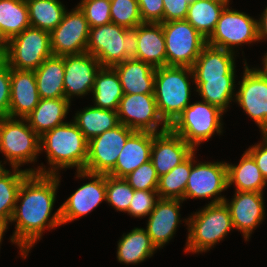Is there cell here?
I'll list each match as a JSON object with an SVG mask.
<instances>
[{
    "mask_svg": "<svg viewBox=\"0 0 267 267\" xmlns=\"http://www.w3.org/2000/svg\"><path fill=\"white\" fill-rule=\"evenodd\" d=\"M59 176L30 173L20 186L10 220L11 223L16 222L10 240L20 247V254L24 259L33 245L41 239L46 228L55 229L62 225L60 207L51 216L60 185Z\"/></svg>",
    "mask_w": 267,
    "mask_h": 267,
    "instance_id": "cell-1",
    "label": "cell"
},
{
    "mask_svg": "<svg viewBox=\"0 0 267 267\" xmlns=\"http://www.w3.org/2000/svg\"><path fill=\"white\" fill-rule=\"evenodd\" d=\"M46 152L48 165L32 169V173L58 175V169L75 167L84 170L87 162L88 140L74 122H66L40 136V151Z\"/></svg>",
    "mask_w": 267,
    "mask_h": 267,
    "instance_id": "cell-2",
    "label": "cell"
},
{
    "mask_svg": "<svg viewBox=\"0 0 267 267\" xmlns=\"http://www.w3.org/2000/svg\"><path fill=\"white\" fill-rule=\"evenodd\" d=\"M194 75L191 67L163 66L156 68L154 97L160 116L170 126L190 104L191 84Z\"/></svg>",
    "mask_w": 267,
    "mask_h": 267,
    "instance_id": "cell-3",
    "label": "cell"
},
{
    "mask_svg": "<svg viewBox=\"0 0 267 267\" xmlns=\"http://www.w3.org/2000/svg\"><path fill=\"white\" fill-rule=\"evenodd\" d=\"M185 219L188 235L185 252L201 253L223 240L234 229L231 214L225 202L207 204Z\"/></svg>",
    "mask_w": 267,
    "mask_h": 267,
    "instance_id": "cell-4",
    "label": "cell"
},
{
    "mask_svg": "<svg viewBox=\"0 0 267 267\" xmlns=\"http://www.w3.org/2000/svg\"><path fill=\"white\" fill-rule=\"evenodd\" d=\"M137 48V26L127 29L111 22L89 30L86 52L93 55L101 67L136 59Z\"/></svg>",
    "mask_w": 267,
    "mask_h": 267,
    "instance_id": "cell-5",
    "label": "cell"
},
{
    "mask_svg": "<svg viewBox=\"0 0 267 267\" xmlns=\"http://www.w3.org/2000/svg\"><path fill=\"white\" fill-rule=\"evenodd\" d=\"M224 111L203 100L190 103L169 128L194 150L214 134L222 133ZM216 132V133H215Z\"/></svg>",
    "mask_w": 267,
    "mask_h": 267,
    "instance_id": "cell-6",
    "label": "cell"
},
{
    "mask_svg": "<svg viewBox=\"0 0 267 267\" xmlns=\"http://www.w3.org/2000/svg\"><path fill=\"white\" fill-rule=\"evenodd\" d=\"M0 152L12 168L35 162L40 151V136L25 119L0 117Z\"/></svg>",
    "mask_w": 267,
    "mask_h": 267,
    "instance_id": "cell-7",
    "label": "cell"
},
{
    "mask_svg": "<svg viewBox=\"0 0 267 267\" xmlns=\"http://www.w3.org/2000/svg\"><path fill=\"white\" fill-rule=\"evenodd\" d=\"M53 55L50 32L28 27L6 42V63L17 70L35 71Z\"/></svg>",
    "mask_w": 267,
    "mask_h": 267,
    "instance_id": "cell-8",
    "label": "cell"
},
{
    "mask_svg": "<svg viewBox=\"0 0 267 267\" xmlns=\"http://www.w3.org/2000/svg\"><path fill=\"white\" fill-rule=\"evenodd\" d=\"M167 66L192 67L207 45L203 37L187 20L163 22Z\"/></svg>",
    "mask_w": 267,
    "mask_h": 267,
    "instance_id": "cell-9",
    "label": "cell"
},
{
    "mask_svg": "<svg viewBox=\"0 0 267 267\" xmlns=\"http://www.w3.org/2000/svg\"><path fill=\"white\" fill-rule=\"evenodd\" d=\"M229 7L228 4L222 11L207 44L235 53V46L259 42L257 19Z\"/></svg>",
    "mask_w": 267,
    "mask_h": 267,
    "instance_id": "cell-10",
    "label": "cell"
},
{
    "mask_svg": "<svg viewBox=\"0 0 267 267\" xmlns=\"http://www.w3.org/2000/svg\"><path fill=\"white\" fill-rule=\"evenodd\" d=\"M242 81H238L235 99L245 113L257 123L261 134H267V70L252 68L244 62Z\"/></svg>",
    "mask_w": 267,
    "mask_h": 267,
    "instance_id": "cell-11",
    "label": "cell"
},
{
    "mask_svg": "<svg viewBox=\"0 0 267 267\" xmlns=\"http://www.w3.org/2000/svg\"><path fill=\"white\" fill-rule=\"evenodd\" d=\"M117 115L119 123L134 131L161 133L169 129L159 114L154 94H123Z\"/></svg>",
    "mask_w": 267,
    "mask_h": 267,
    "instance_id": "cell-12",
    "label": "cell"
},
{
    "mask_svg": "<svg viewBox=\"0 0 267 267\" xmlns=\"http://www.w3.org/2000/svg\"><path fill=\"white\" fill-rule=\"evenodd\" d=\"M195 151H193V165L187 180L184 201L189 198H214L209 204L224 202L226 198L221 195V192L228 189L227 163L217 161L196 164Z\"/></svg>",
    "mask_w": 267,
    "mask_h": 267,
    "instance_id": "cell-13",
    "label": "cell"
},
{
    "mask_svg": "<svg viewBox=\"0 0 267 267\" xmlns=\"http://www.w3.org/2000/svg\"><path fill=\"white\" fill-rule=\"evenodd\" d=\"M134 132L133 129L119 123L114 128L89 140L84 171L108 174L115 167L127 139Z\"/></svg>",
    "mask_w": 267,
    "mask_h": 267,
    "instance_id": "cell-14",
    "label": "cell"
},
{
    "mask_svg": "<svg viewBox=\"0 0 267 267\" xmlns=\"http://www.w3.org/2000/svg\"><path fill=\"white\" fill-rule=\"evenodd\" d=\"M89 30L88 21L78 6L70 12L66 10L62 21L50 32L53 55L63 57L85 53Z\"/></svg>",
    "mask_w": 267,
    "mask_h": 267,
    "instance_id": "cell-15",
    "label": "cell"
},
{
    "mask_svg": "<svg viewBox=\"0 0 267 267\" xmlns=\"http://www.w3.org/2000/svg\"><path fill=\"white\" fill-rule=\"evenodd\" d=\"M78 178L91 179L83 184L60 206L62 225L86 216L106 201V174L77 171Z\"/></svg>",
    "mask_w": 267,
    "mask_h": 267,
    "instance_id": "cell-16",
    "label": "cell"
},
{
    "mask_svg": "<svg viewBox=\"0 0 267 267\" xmlns=\"http://www.w3.org/2000/svg\"><path fill=\"white\" fill-rule=\"evenodd\" d=\"M100 62L88 52L64 56V98L70 103L73 96L92 92Z\"/></svg>",
    "mask_w": 267,
    "mask_h": 267,
    "instance_id": "cell-17",
    "label": "cell"
},
{
    "mask_svg": "<svg viewBox=\"0 0 267 267\" xmlns=\"http://www.w3.org/2000/svg\"><path fill=\"white\" fill-rule=\"evenodd\" d=\"M264 197L261 192L235 191L234 198L224 202L228 206L234 229L242 232L245 241L265 217Z\"/></svg>",
    "mask_w": 267,
    "mask_h": 267,
    "instance_id": "cell-18",
    "label": "cell"
},
{
    "mask_svg": "<svg viewBox=\"0 0 267 267\" xmlns=\"http://www.w3.org/2000/svg\"><path fill=\"white\" fill-rule=\"evenodd\" d=\"M194 149L170 128L161 133H153L150 160L160 177L183 162Z\"/></svg>",
    "mask_w": 267,
    "mask_h": 267,
    "instance_id": "cell-19",
    "label": "cell"
},
{
    "mask_svg": "<svg viewBox=\"0 0 267 267\" xmlns=\"http://www.w3.org/2000/svg\"><path fill=\"white\" fill-rule=\"evenodd\" d=\"M181 199L159 198L148 215L146 231L157 249H161L174 237L181 222L179 213Z\"/></svg>",
    "mask_w": 267,
    "mask_h": 267,
    "instance_id": "cell-20",
    "label": "cell"
},
{
    "mask_svg": "<svg viewBox=\"0 0 267 267\" xmlns=\"http://www.w3.org/2000/svg\"><path fill=\"white\" fill-rule=\"evenodd\" d=\"M40 99L34 71L11 68L9 117L25 119Z\"/></svg>",
    "mask_w": 267,
    "mask_h": 267,
    "instance_id": "cell-21",
    "label": "cell"
},
{
    "mask_svg": "<svg viewBox=\"0 0 267 267\" xmlns=\"http://www.w3.org/2000/svg\"><path fill=\"white\" fill-rule=\"evenodd\" d=\"M235 53L206 45L193 64L194 82L206 79L235 78Z\"/></svg>",
    "mask_w": 267,
    "mask_h": 267,
    "instance_id": "cell-22",
    "label": "cell"
},
{
    "mask_svg": "<svg viewBox=\"0 0 267 267\" xmlns=\"http://www.w3.org/2000/svg\"><path fill=\"white\" fill-rule=\"evenodd\" d=\"M153 133L148 131H135L126 141L120 152L115 167L108 175L124 178L140 165L148 162L151 156Z\"/></svg>",
    "mask_w": 267,
    "mask_h": 267,
    "instance_id": "cell-23",
    "label": "cell"
},
{
    "mask_svg": "<svg viewBox=\"0 0 267 267\" xmlns=\"http://www.w3.org/2000/svg\"><path fill=\"white\" fill-rule=\"evenodd\" d=\"M123 94H154L156 68L138 59H127L113 66Z\"/></svg>",
    "mask_w": 267,
    "mask_h": 267,
    "instance_id": "cell-24",
    "label": "cell"
},
{
    "mask_svg": "<svg viewBox=\"0 0 267 267\" xmlns=\"http://www.w3.org/2000/svg\"><path fill=\"white\" fill-rule=\"evenodd\" d=\"M136 59L154 68L167 66L165 37L161 23L143 22L137 26Z\"/></svg>",
    "mask_w": 267,
    "mask_h": 267,
    "instance_id": "cell-25",
    "label": "cell"
},
{
    "mask_svg": "<svg viewBox=\"0 0 267 267\" xmlns=\"http://www.w3.org/2000/svg\"><path fill=\"white\" fill-rule=\"evenodd\" d=\"M70 104L66 98L40 99L25 120L41 136L44 132L66 123L63 120L69 112Z\"/></svg>",
    "mask_w": 267,
    "mask_h": 267,
    "instance_id": "cell-26",
    "label": "cell"
},
{
    "mask_svg": "<svg viewBox=\"0 0 267 267\" xmlns=\"http://www.w3.org/2000/svg\"><path fill=\"white\" fill-rule=\"evenodd\" d=\"M41 99L64 98V56L47 58L34 71Z\"/></svg>",
    "mask_w": 267,
    "mask_h": 267,
    "instance_id": "cell-27",
    "label": "cell"
},
{
    "mask_svg": "<svg viewBox=\"0 0 267 267\" xmlns=\"http://www.w3.org/2000/svg\"><path fill=\"white\" fill-rule=\"evenodd\" d=\"M228 187L235 184V191L261 192L267 185L253 157L245 151L237 165L227 163Z\"/></svg>",
    "mask_w": 267,
    "mask_h": 267,
    "instance_id": "cell-28",
    "label": "cell"
},
{
    "mask_svg": "<svg viewBox=\"0 0 267 267\" xmlns=\"http://www.w3.org/2000/svg\"><path fill=\"white\" fill-rule=\"evenodd\" d=\"M118 262L124 264H138L153 256L157 250L150 236L144 228H134L123 234L117 244Z\"/></svg>",
    "mask_w": 267,
    "mask_h": 267,
    "instance_id": "cell-29",
    "label": "cell"
},
{
    "mask_svg": "<svg viewBox=\"0 0 267 267\" xmlns=\"http://www.w3.org/2000/svg\"><path fill=\"white\" fill-rule=\"evenodd\" d=\"M94 105L117 111L123 97L119 76L113 67H101L96 73L92 89Z\"/></svg>",
    "mask_w": 267,
    "mask_h": 267,
    "instance_id": "cell-30",
    "label": "cell"
},
{
    "mask_svg": "<svg viewBox=\"0 0 267 267\" xmlns=\"http://www.w3.org/2000/svg\"><path fill=\"white\" fill-rule=\"evenodd\" d=\"M83 109L75 113L73 122L88 141L119 124L117 111L96 106Z\"/></svg>",
    "mask_w": 267,
    "mask_h": 267,
    "instance_id": "cell-31",
    "label": "cell"
},
{
    "mask_svg": "<svg viewBox=\"0 0 267 267\" xmlns=\"http://www.w3.org/2000/svg\"><path fill=\"white\" fill-rule=\"evenodd\" d=\"M221 0H196L189 4L186 20L206 39L213 33L224 8Z\"/></svg>",
    "mask_w": 267,
    "mask_h": 267,
    "instance_id": "cell-32",
    "label": "cell"
},
{
    "mask_svg": "<svg viewBox=\"0 0 267 267\" xmlns=\"http://www.w3.org/2000/svg\"><path fill=\"white\" fill-rule=\"evenodd\" d=\"M30 27L25 0H0V35L5 42Z\"/></svg>",
    "mask_w": 267,
    "mask_h": 267,
    "instance_id": "cell-33",
    "label": "cell"
},
{
    "mask_svg": "<svg viewBox=\"0 0 267 267\" xmlns=\"http://www.w3.org/2000/svg\"><path fill=\"white\" fill-rule=\"evenodd\" d=\"M32 169L12 168V171L5 169L0 173V220L7 225L12 218L20 186Z\"/></svg>",
    "mask_w": 267,
    "mask_h": 267,
    "instance_id": "cell-34",
    "label": "cell"
},
{
    "mask_svg": "<svg viewBox=\"0 0 267 267\" xmlns=\"http://www.w3.org/2000/svg\"><path fill=\"white\" fill-rule=\"evenodd\" d=\"M31 27L51 32L62 21L66 11L60 0H25Z\"/></svg>",
    "mask_w": 267,
    "mask_h": 267,
    "instance_id": "cell-35",
    "label": "cell"
},
{
    "mask_svg": "<svg viewBox=\"0 0 267 267\" xmlns=\"http://www.w3.org/2000/svg\"><path fill=\"white\" fill-rule=\"evenodd\" d=\"M193 165V152L170 172L159 177L157 192L159 198L181 199Z\"/></svg>",
    "mask_w": 267,
    "mask_h": 267,
    "instance_id": "cell-36",
    "label": "cell"
},
{
    "mask_svg": "<svg viewBox=\"0 0 267 267\" xmlns=\"http://www.w3.org/2000/svg\"><path fill=\"white\" fill-rule=\"evenodd\" d=\"M194 83L195 91L199 93L203 101L219 107L224 112L236 95L234 92L235 78L206 79V82Z\"/></svg>",
    "mask_w": 267,
    "mask_h": 267,
    "instance_id": "cell-37",
    "label": "cell"
},
{
    "mask_svg": "<svg viewBox=\"0 0 267 267\" xmlns=\"http://www.w3.org/2000/svg\"><path fill=\"white\" fill-rule=\"evenodd\" d=\"M134 189L124 178L106 174V202L120 212H128Z\"/></svg>",
    "mask_w": 267,
    "mask_h": 267,
    "instance_id": "cell-38",
    "label": "cell"
},
{
    "mask_svg": "<svg viewBox=\"0 0 267 267\" xmlns=\"http://www.w3.org/2000/svg\"><path fill=\"white\" fill-rule=\"evenodd\" d=\"M110 16L112 23L127 29H133L143 23L137 0L110 1Z\"/></svg>",
    "mask_w": 267,
    "mask_h": 267,
    "instance_id": "cell-39",
    "label": "cell"
},
{
    "mask_svg": "<svg viewBox=\"0 0 267 267\" xmlns=\"http://www.w3.org/2000/svg\"><path fill=\"white\" fill-rule=\"evenodd\" d=\"M77 6L84 13L90 28L112 22L108 0H81Z\"/></svg>",
    "mask_w": 267,
    "mask_h": 267,
    "instance_id": "cell-40",
    "label": "cell"
},
{
    "mask_svg": "<svg viewBox=\"0 0 267 267\" xmlns=\"http://www.w3.org/2000/svg\"><path fill=\"white\" fill-rule=\"evenodd\" d=\"M124 179L134 190H157L159 176L151 160L140 165Z\"/></svg>",
    "mask_w": 267,
    "mask_h": 267,
    "instance_id": "cell-41",
    "label": "cell"
},
{
    "mask_svg": "<svg viewBox=\"0 0 267 267\" xmlns=\"http://www.w3.org/2000/svg\"><path fill=\"white\" fill-rule=\"evenodd\" d=\"M158 199L157 190H134L127 213L136 218L148 216Z\"/></svg>",
    "mask_w": 267,
    "mask_h": 267,
    "instance_id": "cell-42",
    "label": "cell"
},
{
    "mask_svg": "<svg viewBox=\"0 0 267 267\" xmlns=\"http://www.w3.org/2000/svg\"><path fill=\"white\" fill-rule=\"evenodd\" d=\"M11 94V68L7 63L0 67V117H9Z\"/></svg>",
    "mask_w": 267,
    "mask_h": 267,
    "instance_id": "cell-43",
    "label": "cell"
},
{
    "mask_svg": "<svg viewBox=\"0 0 267 267\" xmlns=\"http://www.w3.org/2000/svg\"><path fill=\"white\" fill-rule=\"evenodd\" d=\"M143 22L163 23V0H137Z\"/></svg>",
    "mask_w": 267,
    "mask_h": 267,
    "instance_id": "cell-44",
    "label": "cell"
},
{
    "mask_svg": "<svg viewBox=\"0 0 267 267\" xmlns=\"http://www.w3.org/2000/svg\"><path fill=\"white\" fill-rule=\"evenodd\" d=\"M163 22L186 20L189 3L186 0H163Z\"/></svg>",
    "mask_w": 267,
    "mask_h": 267,
    "instance_id": "cell-45",
    "label": "cell"
},
{
    "mask_svg": "<svg viewBox=\"0 0 267 267\" xmlns=\"http://www.w3.org/2000/svg\"><path fill=\"white\" fill-rule=\"evenodd\" d=\"M263 135V141L250 146L246 151L253 157L263 177L267 181V134Z\"/></svg>",
    "mask_w": 267,
    "mask_h": 267,
    "instance_id": "cell-46",
    "label": "cell"
},
{
    "mask_svg": "<svg viewBox=\"0 0 267 267\" xmlns=\"http://www.w3.org/2000/svg\"><path fill=\"white\" fill-rule=\"evenodd\" d=\"M257 27H258V40L265 41V39H267V7L261 14L260 19L257 20Z\"/></svg>",
    "mask_w": 267,
    "mask_h": 267,
    "instance_id": "cell-47",
    "label": "cell"
},
{
    "mask_svg": "<svg viewBox=\"0 0 267 267\" xmlns=\"http://www.w3.org/2000/svg\"><path fill=\"white\" fill-rule=\"evenodd\" d=\"M6 63V43H0V67Z\"/></svg>",
    "mask_w": 267,
    "mask_h": 267,
    "instance_id": "cell-48",
    "label": "cell"
},
{
    "mask_svg": "<svg viewBox=\"0 0 267 267\" xmlns=\"http://www.w3.org/2000/svg\"><path fill=\"white\" fill-rule=\"evenodd\" d=\"M7 229H8V225L2 220H0V244L3 240L2 238L4 236V232H6Z\"/></svg>",
    "mask_w": 267,
    "mask_h": 267,
    "instance_id": "cell-49",
    "label": "cell"
},
{
    "mask_svg": "<svg viewBox=\"0 0 267 267\" xmlns=\"http://www.w3.org/2000/svg\"><path fill=\"white\" fill-rule=\"evenodd\" d=\"M262 60L263 67L267 70V53L264 55Z\"/></svg>",
    "mask_w": 267,
    "mask_h": 267,
    "instance_id": "cell-50",
    "label": "cell"
},
{
    "mask_svg": "<svg viewBox=\"0 0 267 267\" xmlns=\"http://www.w3.org/2000/svg\"><path fill=\"white\" fill-rule=\"evenodd\" d=\"M1 163H2V161H0V173L5 170V167Z\"/></svg>",
    "mask_w": 267,
    "mask_h": 267,
    "instance_id": "cell-51",
    "label": "cell"
},
{
    "mask_svg": "<svg viewBox=\"0 0 267 267\" xmlns=\"http://www.w3.org/2000/svg\"><path fill=\"white\" fill-rule=\"evenodd\" d=\"M0 43H6L0 35Z\"/></svg>",
    "mask_w": 267,
    "mask_h": 267,
    "instance_id": "cell-52",
    "label": "cell"
},
{
    "mask_svg": "<svg viewBox=\"0 0 267 267\" xmlns=\"http://www.w3.org/2000/svg\"><path fill=\"white\" fill-rule=\"evenodd\" d=\"M189 4H191L192 2H195L196 0H186Z\"/></svg>",
    "mask_w": 267,
    "mask_h": 267,
    "instance_id": "cell-53",
    "label": "cell"
},
{
    "mask_svg": "<svg viewBox=\"0 0 267 267\" xmlns=\"http://www.w3.org/2000/svg\"><path fill=\"white\" fill-rule=\"evenodd\" d=\"M221 1H225V2H227V3H229V2H230V0H221Z\"/></svg>",
    "mask_w": 267,
    "mask_h": 267,
    "instance_id": "cell-54",
    "label": "cell"
}]
</instances>
